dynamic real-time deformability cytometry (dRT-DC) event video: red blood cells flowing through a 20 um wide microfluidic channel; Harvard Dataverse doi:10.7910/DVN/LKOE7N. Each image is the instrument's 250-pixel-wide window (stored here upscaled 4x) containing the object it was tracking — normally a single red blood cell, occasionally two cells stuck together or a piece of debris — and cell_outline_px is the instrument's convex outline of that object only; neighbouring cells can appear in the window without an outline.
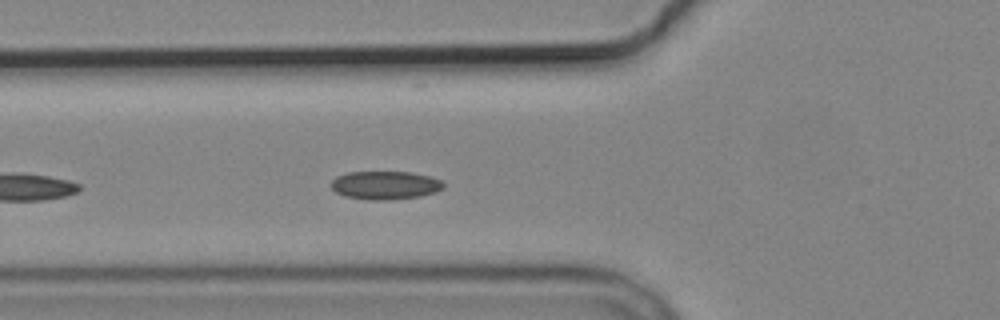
{"species": "common noctule bat (a hibernating species)", "species_latin": "Nyctalus noctula", "temperature_condition": "cold", "stored_images_in_passage": 6, "segment_of_instrument_passage": [1, 2], "camera_frame_rate_fps": 3000, "um_per_image_px": 0.085, "animal": {"sex": "male", "body_mass_g": 19.2, "forearm_length_mm": 51.8}, "frame": {"image": 1, "passage_image": 5, "time_ms": 4.667, "image_size_px": [1000, 320], "cell_outline_px": [[444, 188], [436, 192], [420, 196], [384, 200], [368, 200], [344, 196], [336, 192], [332, 188], [332, 180], [336, 176], [348, 172], [412, 172], [428, 176], [440, 180], [444, 184]], "centroid_in_image_um": [32.73, 15.74], "position_along_channel_um": 93.1, "area_um2": 18.5}}